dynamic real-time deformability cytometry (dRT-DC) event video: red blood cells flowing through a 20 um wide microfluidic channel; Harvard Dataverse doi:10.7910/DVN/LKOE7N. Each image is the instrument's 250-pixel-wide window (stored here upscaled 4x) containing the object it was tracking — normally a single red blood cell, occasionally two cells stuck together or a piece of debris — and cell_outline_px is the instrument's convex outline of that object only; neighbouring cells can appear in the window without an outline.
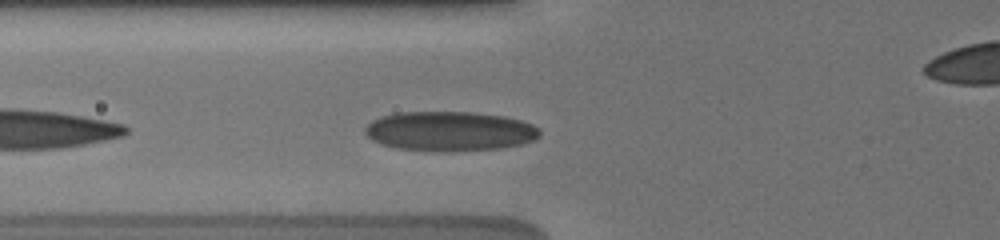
{"species": "human", "species_latin": "Homo sapiens", "temperature_condition": "cold", "stored_images_in_passage": 26, "camera_frame_rate_fps": 3000, "um_per_image_px": 0.085, "donor": {"sex": "male"}, "frame": {"image": 1, "passage_image": 5, "time_ms": 1.0, "image_size_px": [1000, 240], "cell_outline_px": [[540, 136], [532, 140], [520, 144], [496, 148], [444, 152], [400, 148], [380, 144], [372, 140], [364, 132], [364, 128], [372, 120], [380, 116], [396, 112], [472, 112], [504, 116], [520, 120], [532, 124], [540, 132]], "centroid_in_image_um": [38.18, 11.14], "position_along_channel_um": 87.6, "area_um2": 40.17}}
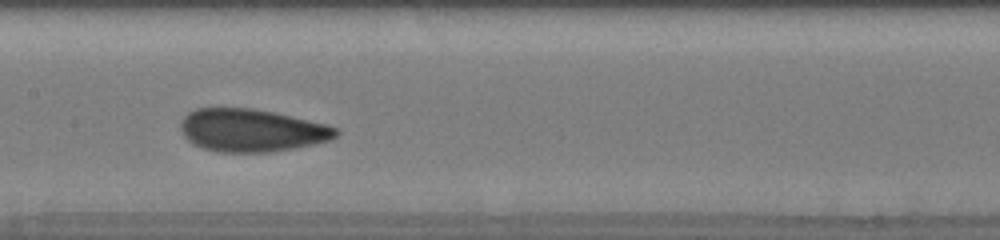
{"frame": {"image": 2, "passage_image": 25, "time_ms": 3.667, "image_size_px": [1000, 240], "cell_outline_px": [[340, 132], [336, 136], [328, 140], [296, 148], [268, 152], [216, 152], [204, 148], [188, 140], [184, 136], [180, 128], [180, 124], [184, 116], [188, 112], [196, 108], [252, 108], [272, 112], [328, 124], [336, 128]], "centroid_in_image_um": [21.37, 11.07], "position_along_channel_um": 186.0, "area_um2": 38.55}}